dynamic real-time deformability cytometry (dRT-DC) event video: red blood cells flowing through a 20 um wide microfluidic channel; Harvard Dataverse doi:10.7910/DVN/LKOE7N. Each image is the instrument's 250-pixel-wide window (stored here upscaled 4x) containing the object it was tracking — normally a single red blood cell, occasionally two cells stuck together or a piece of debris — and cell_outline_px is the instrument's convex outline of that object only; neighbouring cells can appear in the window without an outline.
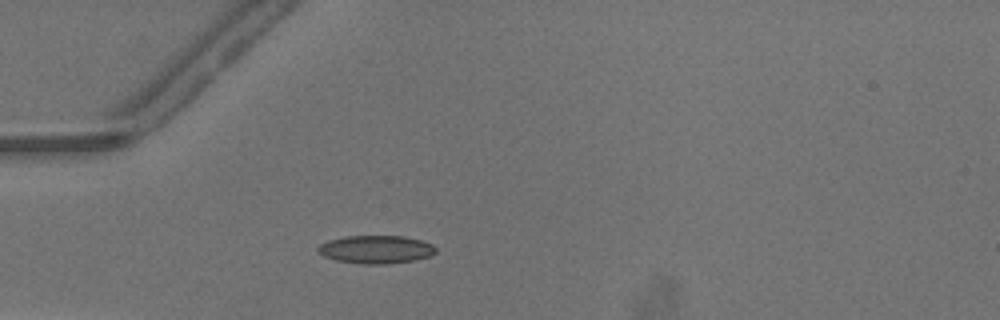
{"species": "common noctule bat (a hibernating species)", "species_latin": "Nyctalus noctula", "temperature_condition": "warm", "stored_images_in_passage": 31, "camera_frame_rate_fps": 3000, "um_per_image_px": 0.085, "animal": {"sex": "male", "body_mass_g": 13.3}, "frame": {"image": 1, "passage_image": 6, "time_ms": 1.667, "image_size_px": [1000, 320], "cell_outline_px": [[436, 252], [428, 256], [416, 260], [384, 264], [364, 264], [336, 260], [324, 256], [316, 248], [320, 244], [328, 240], [344, 236], [404, 236], [420, 240], [432, 244], [436, 248]], "centroid_in_image_um": [31.95, 21.2], "position_along_channel_um": 53.0, "area_um2": 19.19}}
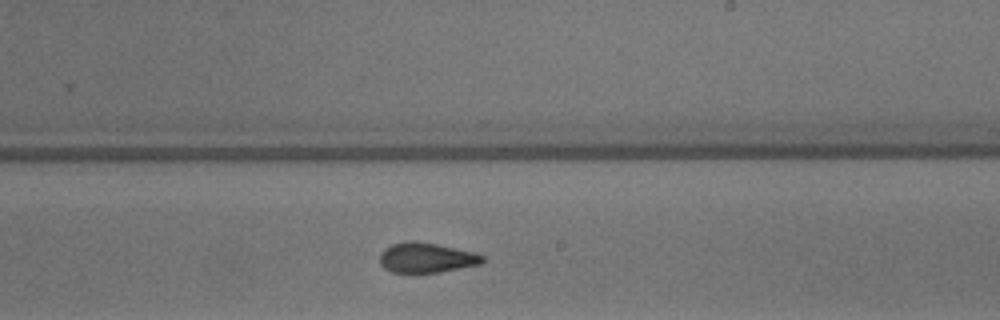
{"frame": {"image": 2, "passage_image": 21, "time_ms": 6.667, "image_size_px": [1000, 320], "cell_outline_px": [[484, 260], [480, 264], [440, 272], [392, 272], [384, 268], [380, 264], [380, 252], [384, 248], [392, 244], [408, 240], [416, 240], [476, 252], [484, 256]], "centroid_in_image_um": [36.23, 21.89], "position_along_channel_um": 252.8, "area_um2": 18.03}}
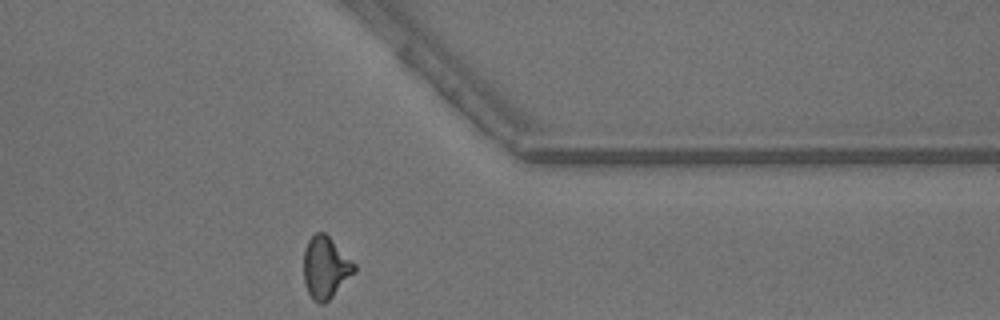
{"frame": {"image": 3, "passage_image": 31, "time_ms": 10.0, "image_size_px": [1000, 320], "cell_outline_px": [[356, 272], [324, 304], [320, 304], [312, 300], [308, 292], [304, 280], [304, 248], [308, 240], [316, 232], [324, 232], [356, 264]], "centroid_in_image_um": [27.67, 22.75], "position_along_channel_um": 383.7, "area_um2": 18.21}, "authors_computed_cell_mechanics": {"area_um2": 18.3804, "velocity_mm_per_s": 4.2079, "shape_relaxation_time_tau1_ms": 7.0267, "shape_relaxation_time_tau2_ms": 1.8113, "deformation_change_tau1": 0.1676, "deformation_change_tau2": 0.0859}}